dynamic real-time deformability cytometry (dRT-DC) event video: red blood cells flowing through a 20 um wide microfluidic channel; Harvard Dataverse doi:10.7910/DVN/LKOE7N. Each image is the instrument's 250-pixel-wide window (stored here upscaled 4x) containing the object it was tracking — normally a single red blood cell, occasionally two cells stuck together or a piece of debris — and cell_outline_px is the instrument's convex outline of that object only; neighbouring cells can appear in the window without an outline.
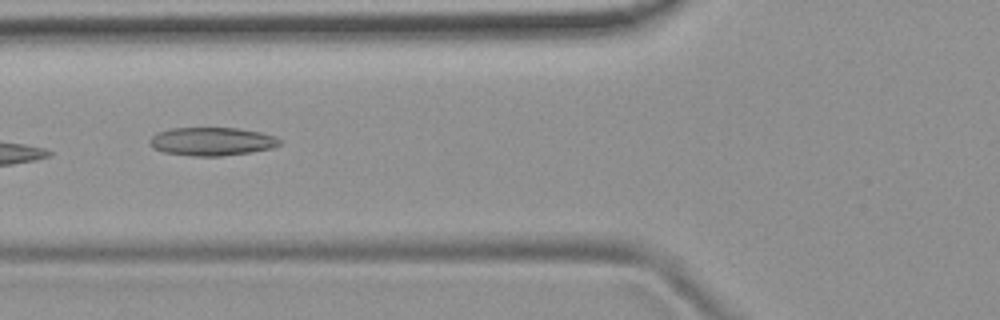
{"species": "common noctule bat (a hibernating species)", "species_latin": "Nyctalus noctula", "temperature_condition": "room temperature", "stored_images_in_passage": 8, "camera_frame_rate_fps": 3000, "um_per_image_px": 0.085, "animal": {"sex": "female", "body_mass_g": 19.9}, "frame": {"image": 1, "passage_image": 6, "time_ms": 1.667, "image_size_px": [1000, 320], "cell_outline_px": [[284, 140], [280, 144], [272, 148], [248, 152], [220, 156], [192, 156], [164, 152], [152, 148], [148, 144], [148, 140], [156, 132], [172, 128], [236, 128], [260, 132], [276, 136]], "centroid_in_image_um": [17.99, 12.02], "position_along_channel_um": 107.8, "area_um2": 21.56}}
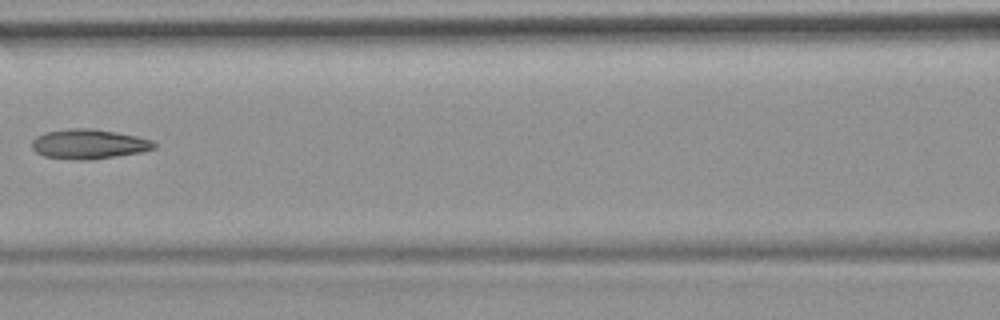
{"frame": {"image": 2, "passage_image": 7, "time_ms": 2.0, "image_size_px": [1000, 320], "cell_outline_px": [[156, 148], [140, 152], [116, 156], [88, 160], [72, 160], [44, 156], [36, 152], [32, 148], [32, 140], [36, 136], [44, 132], [68, 128], [92, 128], [116, 132], [136, 136], [152, 140], [156, 144]], "centroid_in_image_um": [7.52, 12.24], "position_along_channel_um": 159.1, "area_um2": 21.27}}
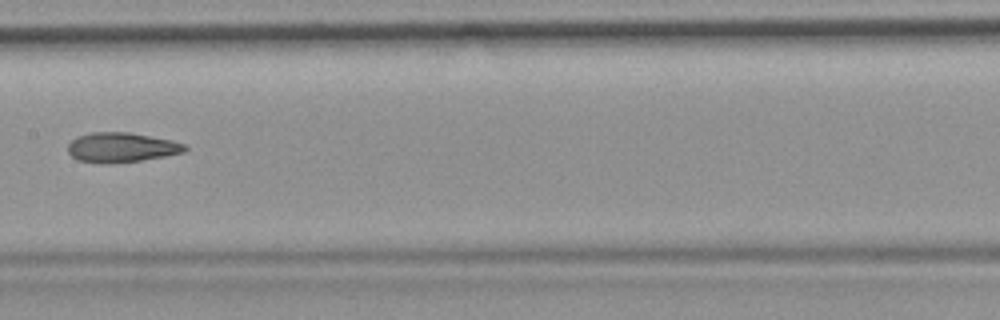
{"frame": {"image": 3, "passage_image": 8, "time_ms": 2.333, "image_size_px": [1000, 320], "cell_outline_px": [[188, 148], [184, 152], [164, 156], [140, 160], [108, 164], [104, 164], [76, 160], [68, 152], [68, 144], [76, 136], [92, 132], [128, 132], [172, 140], [184, 144]], "centroid_in_image_um": [10.29, 12.53], "position_along_channel_um": 197.1, "area_um2": 20.29}}